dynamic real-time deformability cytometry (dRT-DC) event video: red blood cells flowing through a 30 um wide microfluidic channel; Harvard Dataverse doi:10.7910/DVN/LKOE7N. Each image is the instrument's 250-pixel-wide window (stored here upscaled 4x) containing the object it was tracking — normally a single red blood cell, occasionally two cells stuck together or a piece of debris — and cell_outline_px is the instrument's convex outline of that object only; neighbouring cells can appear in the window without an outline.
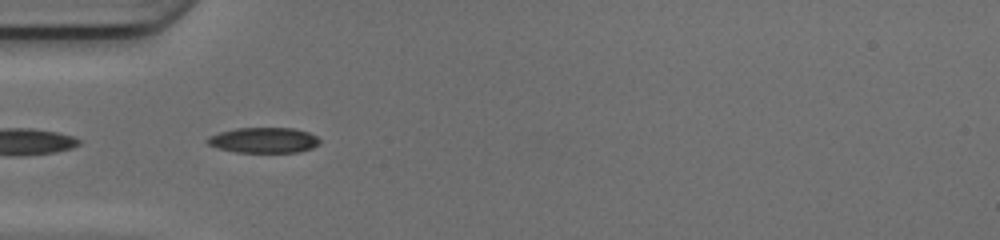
{"species": "common noctule bat (a hibernating species)", "species_latin": "Nyctalus noctula", "temperature_condition": "cold", "stored_images_in_passage": 38, "camera_frame_rate_fps": 3000, "um_per_image_px": 0.085, "animal": {"sex": "female", "body_mass_g": 17.0, "forearm_length_mm": 48.0}, "frame": {"image": 1, "passage_image": 9, "time_ms": 2.667, "image_size_px": [1000, 240], "cell_outline_px": [[320, 144], [312, 148], [300, 152], [236, 152], [220, 148], [208, 144], [204, 140], [208, 136], [220, 132], [236, 128], [292, 128], [308, 132], [316, 136], [320, 140]], "centroid_in_image_um": [22.42, 11.91], "position_along_channel_um": 62.6, "area_um2": 16.65}}
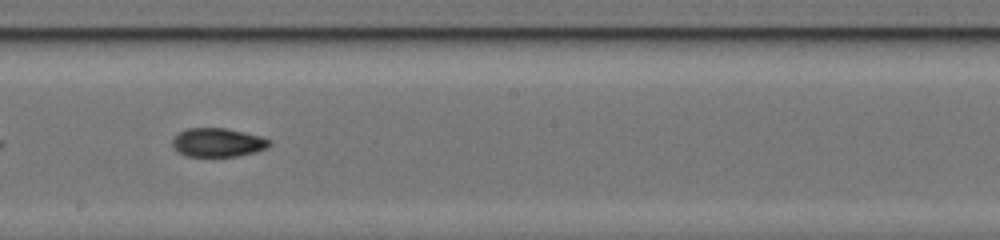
{"frame": {"image": 2, "passage_image": 21, "time_ms": 6.667, "image_size_px": [1000, 240], "cell_outline_px": [[272, 144], [268, 148], [256, 152], [236, 156], [184, 156], [176, 152], [172, 148], [172, 140], [180, 132], [188, 128], [224, 128], [260, 136], [272, 140]], "centroid_in_image_um": [18.51, 12.12], "position_along_channel_um": 229.7, "area_um2": 16.36}}
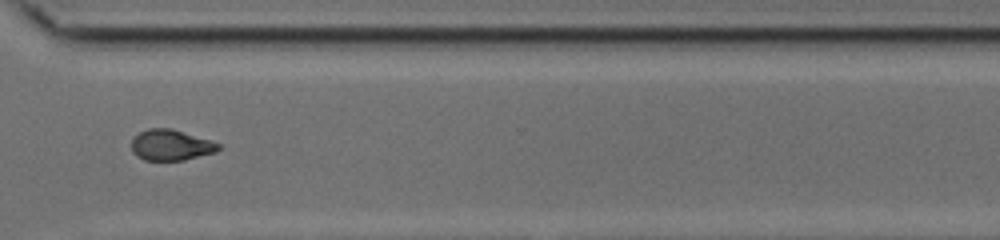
{"frame": {"image": 3, "passage_image": 30, "time_ms": 9.667, "image_size_px": [1000, 240], "cell_outline_px": [[220, 148], [216, 152], [184, 160], [144, 160], [136, 156], [132, 152], [132, 140], [140, 132], [148, 128], [172, 128], [212, 140], [220, 144]], "centroid_in_image_um": [14.54, 12.32], "position_along_channel_um": 356.1, "area_um2": 15.72}, "authors_computed_cell_mechanics": {"area_um2": 16.5308, "velocity_mm_per_s": 4.218, "shape_relaxation_time_tau1_ms": 8.422, "shape_relaxation_time_tau2_ms": 3.515, "deformation_change_tau1": 0.2242, "deformation_change_tau2": 0.0765}}